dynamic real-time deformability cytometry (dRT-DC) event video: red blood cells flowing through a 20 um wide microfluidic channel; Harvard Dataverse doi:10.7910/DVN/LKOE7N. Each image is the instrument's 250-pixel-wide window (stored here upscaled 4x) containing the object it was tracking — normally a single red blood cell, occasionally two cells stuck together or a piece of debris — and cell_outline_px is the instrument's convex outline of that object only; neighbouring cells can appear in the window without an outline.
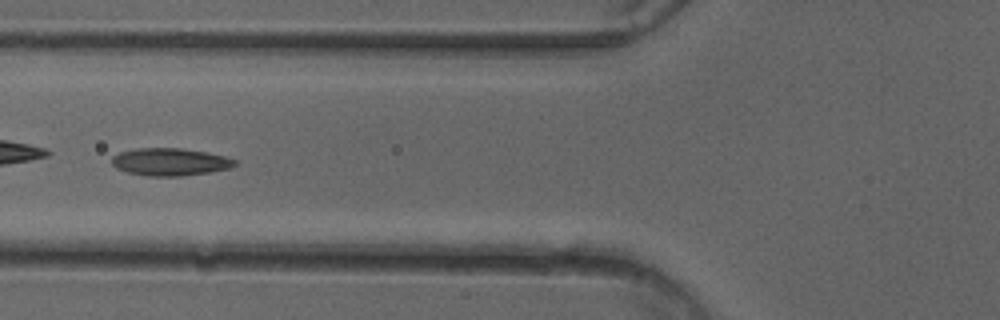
{"species": "common noctule bat (a hibernating species)", "species_latin": "Nyctalus noctula", "temperature_condition": "cold", "stored_images_in_passage": 52, "camera_frame_rate_fps": 3000, "um_per_image_px": 0.085, "animal": {"sex": "female"}, "frame": {"image": 1, "passage_image": 21, "time_ms": 6.667, "image_size_px": [1000, 320], "cell_outline_px": [[236, 164], [232, 168], [208, 172], [180, 176], [148, 176], [128, 172], [116, 168], [112, 164], [112, 156], [120, 152], [136, 148], [180, 148], [208, 152], [224, 156], [236, 160]], "centroid_in_image_um": [14.46, 13.75], "position_along_channel_um": 111.3, "area_um2": 19.71}}
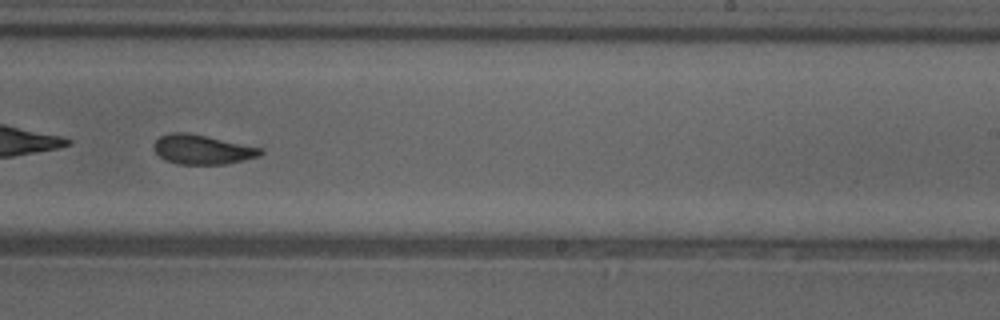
{"frame": {"image": 2, "passage_image": 33, "time_ms": 10.667, "image_size_px": [1000, 320], "cell_outline_px": [[264, 152], [260, 156], [244, 160], [224, 164], [176, 164], [164, 160], [152, 148], [152, 144], [160, 136], [172, 132], [188, 132], [208, 136], [260, 148]], "centroid_in_image_um": [17.15, 12.7], "position_along_channel_um": 271.9, "area_um2": 18.38}}
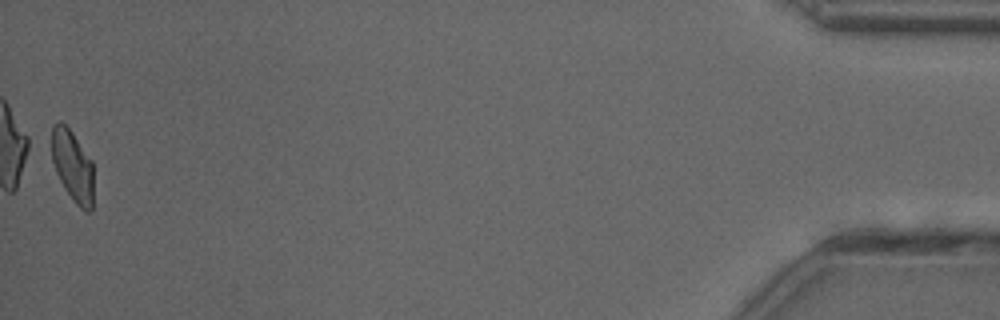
{"frame": {"image": 3, "passage_image": 52, "time_ms": 17.0, "image_size_px": [1000, 320], "cell_outline_px": [[92, 212], [84, 212], [76, 204], [64, 188], [56, 172], [52, 160], [52, 124], [60, 120], [72, 132], [92, 160]], "centroid_in_image_um": [6.17, 14.11], "position_along_channel_um": 429.0, "area_um2": 17.4}, "authors_computed_cell_mechanics": {"area_um2": 19.1029, "velocity_mm_per_s": 4.0105, "shape_relaxation_time_tau1_ms": 4.1332, "shape_relaxation_time_tau2_ms": 2.4257, "deformation_change_tau1": 0.1295, "deformation_change_tau2": 0.0817}}